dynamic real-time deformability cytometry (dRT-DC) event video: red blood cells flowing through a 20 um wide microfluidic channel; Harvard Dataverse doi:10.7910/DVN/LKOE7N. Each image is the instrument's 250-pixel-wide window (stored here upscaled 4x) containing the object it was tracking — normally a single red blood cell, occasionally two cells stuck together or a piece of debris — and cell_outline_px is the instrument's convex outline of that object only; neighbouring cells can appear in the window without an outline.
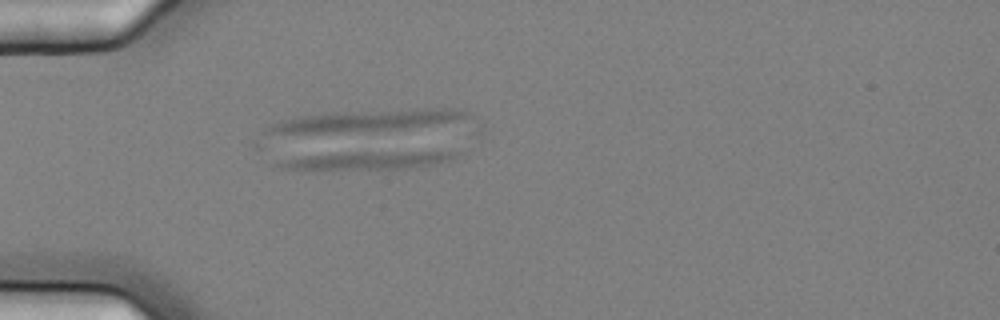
{"species": "common noctule bat (a hibernating species)", "species_latin": "Nyctalus noctula", "temperature_condition": "cold", "stored_images_in_passage": 4, "camera_frame_rate_fps": 3000, "um_per_image_px": 0.085, "animal": {"sex": "female", "body_mass_g": 25.1}, "frame": {"image": 1, "passage_image": 4, "time_ms": 1.0, "image_size_px": [1000, 320], "cell_outline_px": [[460, 152], [456, 156], [448, 160], [436, 164], [408, 168], [284, 168], [272, 164], [284, 160], [304, 156], [352, 152]], "centroid_in_image_um": [31.29, 13.61], "position_along_channel_um": 53.7, "area_um2": 17.22}}